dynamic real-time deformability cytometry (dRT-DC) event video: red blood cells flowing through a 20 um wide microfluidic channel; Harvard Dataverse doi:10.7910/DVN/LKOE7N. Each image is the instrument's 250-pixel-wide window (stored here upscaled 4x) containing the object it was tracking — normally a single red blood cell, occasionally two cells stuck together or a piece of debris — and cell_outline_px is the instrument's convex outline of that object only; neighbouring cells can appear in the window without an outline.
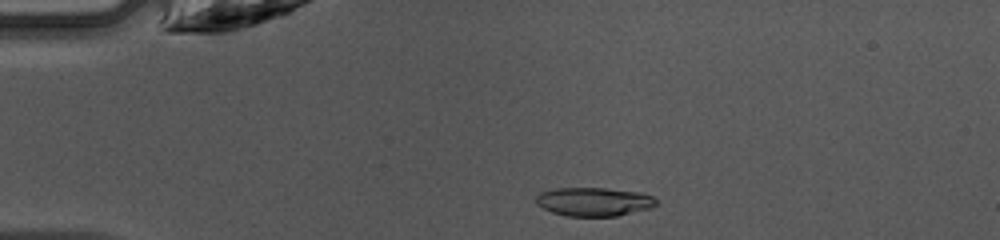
{"species": "common noctule bat (a hibernating species)", "species_latin": "Nyctalus noctula", "temperature_condition": "warm", "stored_images_in_passage": 47, "camera_frame_rate_fps": 3000, "um_per_image_px": 0.085, "animal": {"sex": "female", "body_mass_g": 10.0, "forearm_length_mm": 53.1}, "frame": {"image": 1, "passage_image": 10, "time_ms": 3.0, "image_size_px": [1000, 240], "cell_outline_px": [[656, 204], [652, 208], [616, 216], [568, 216], [552, 212], [536, 204], [536, 196], [540, 192], [556, 188], [604, 188], [640, 192], [652, 196], [656, 200]], "centroid_in_image_um": [50.48, 17.14], "position_along_channel_um": 34.5, "area_um2": 20.06}}
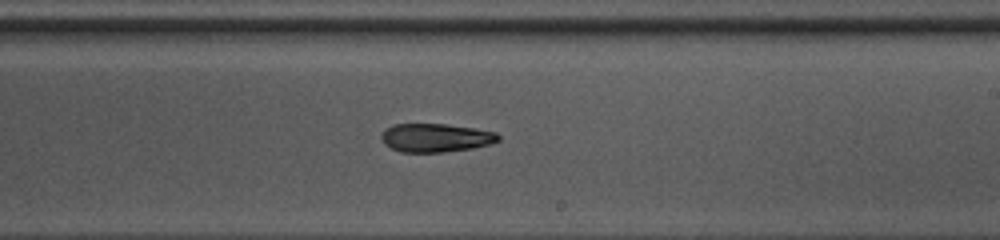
{"frame": {"image": 2, "passage_image": 28, "time_ms": 9.0, "image_size_px": [1000, 240], "cell_outline_px": [[500, 140], [492, 144], [472, 148], [444, 152], [400, 152], [384, 144], [380, 136], [384, 128], [392, 124], [448, 124], [496, 132], [500, 136]], "centroid_in_image_um": [37.02, 11.71], "position_along_channel_um": 252.0, "area_um2": 19.59}}
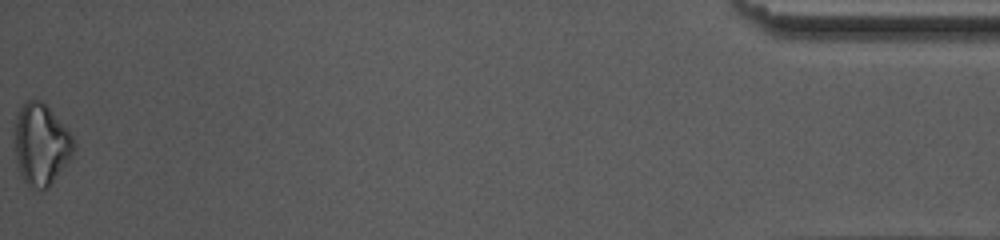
{"frame": {"image": 3, "passage_image": 47, "time_ms": 15.333, "image_size_px": [1000, 240], "cell_outline_px": [[76, 148], [72, 156], [48, 188], [28, 188], [20, 172], [16, 152], [16, 120], [20, 108], [24, 100], [40, 100], [48, 108], [72, 136], [76, 144]], "centroid_in_image_um": [3.51, 12.29], "position_along_channel_um": 431.7, "area_um2": 27.4}, "authors_computed_cell_mechanics": {"area_um2": 20.1722, "velocity_mm_per_s": 4.2828, "shape_relaxation_time_tau1_ms": 8.7013, "shape_relaxation_time_tau2_ms": 2.7491, "deformation_change_tau1": 0.1901, "deformation_change_tau2": 0.1131}}